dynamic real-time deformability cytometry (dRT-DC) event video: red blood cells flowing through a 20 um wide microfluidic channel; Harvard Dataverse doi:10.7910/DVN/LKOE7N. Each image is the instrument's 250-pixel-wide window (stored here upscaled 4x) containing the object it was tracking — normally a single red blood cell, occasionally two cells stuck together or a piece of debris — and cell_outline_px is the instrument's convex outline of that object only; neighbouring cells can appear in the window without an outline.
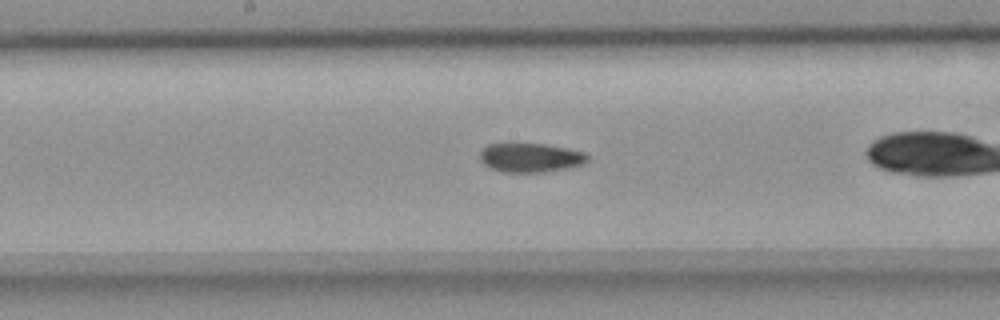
{"species": "common noctule bat (a hibernating species)", "species_latin": "Nyctalus noctula", "temperature_condition": "room temperature", "stored_images_in_passage": 36, "camera_frame_rate_fps": 3000, "um_per_image_px": 0.085, "animal": {"sex": "female", "body_mass_g": 18.4}, "frame": {"image": 1, "passage_image": 21, "time_ms": 6.667, "image_size_px": [1000, 320], "cell_outline_px": [[588, 160], [584, 164], [568, 168], [544, 172], [500, 172], [488, 168], [480, 160], [480, 152], [488, 144], [544, 144], [568, 148], [584, 152], [588, 156]], "centroid_in_image_um": [45.09, 13.41], "position_along_channel_um": 203.1, "area_um2": 18.32}}
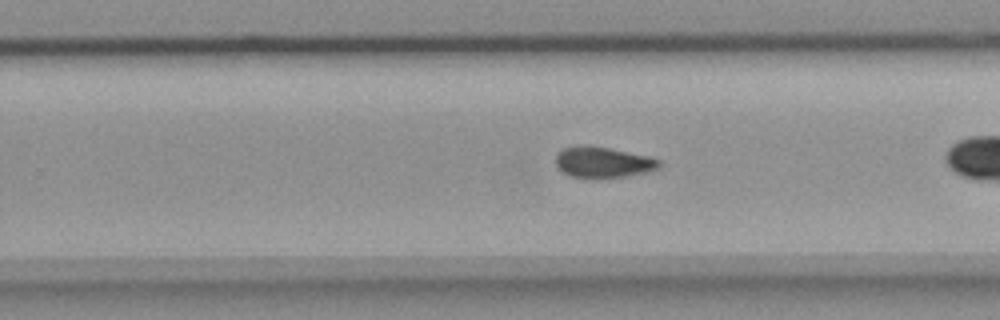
{"frame": {"image": 2, "passage_image": 27, "time_ms": 8.667, "image_size_px": [1000, 320], "cell_outline_px": [[660, 164], [656, 168], [644, 172], [624, 176], [572, 176], [564, 172], [556, 164], [556, 152], [564, 148], [584, 144], [588, 144], [648, 156], [660, 160]], "centroid_in_image_um": [51.21, 13.74], "position_along_channel_um": 278.6, "area_um2": 17.92}}
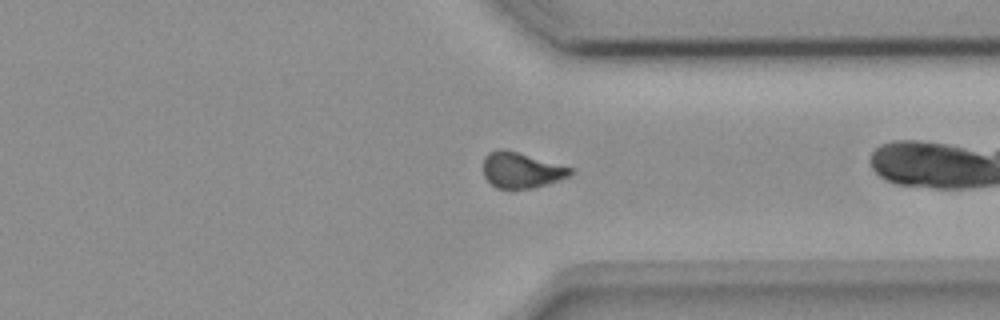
{"frame": {"image": 3, "passage_image": 34, "time_ms": 11.0, "image_size_px": [1000, 320], "cell_outline_px": [[572, 172], [568, 176], [532, 188], [496, 188], [484, 176], [484, 156], [488, 152], [500, 148], [504, 148], [572, 168]], "centroid_in_image_um": [44.25, 14.44], "position_along_channel_um": 367.2, "area_um2": 17.69}}